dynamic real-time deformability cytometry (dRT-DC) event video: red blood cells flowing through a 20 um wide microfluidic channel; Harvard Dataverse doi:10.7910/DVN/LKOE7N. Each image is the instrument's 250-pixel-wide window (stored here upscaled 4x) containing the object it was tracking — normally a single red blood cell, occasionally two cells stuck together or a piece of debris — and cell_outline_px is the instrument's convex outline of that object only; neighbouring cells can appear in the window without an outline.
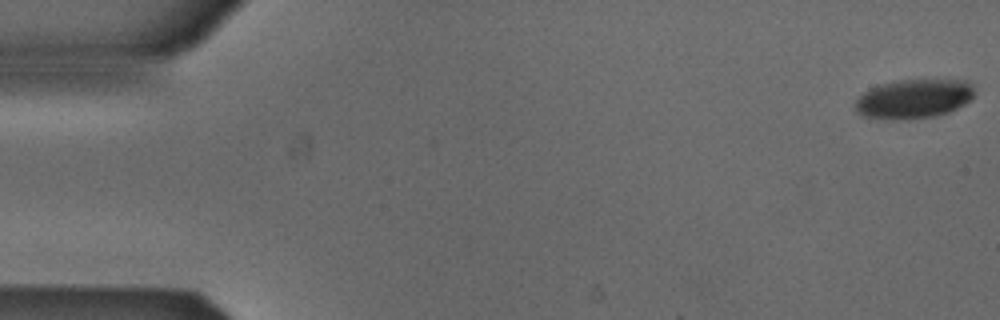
{"species": "Egyptian fruit bat (a non-hibernating species)", "species_latin": "Rousettus aegyptiacus", "temperature_condition": "cold", "stored_images_in_passage": 53, "camera_frame_rate_fps": 3000, "um_per_image_px": 0.085, "animal": {"sex": "male"}, "frame": {"image": 1, "passage_image": 1, "time_ms": 0.0, "image_size_px": [1000, 320], "cell_outline_px": [[976, 92], [964, 104], [948, 112], [936, 116], [908, 120], [892, 120], [864, 116], [856, 112], [856, 100], [864, 92], [872, 88], [884, 84], [900, 80], [964, 80], [972, 84]], "centroid_in_image_um": [77.69, 8.42], "position_along_channel_um": 7.3, "area_um2": 27.11}}
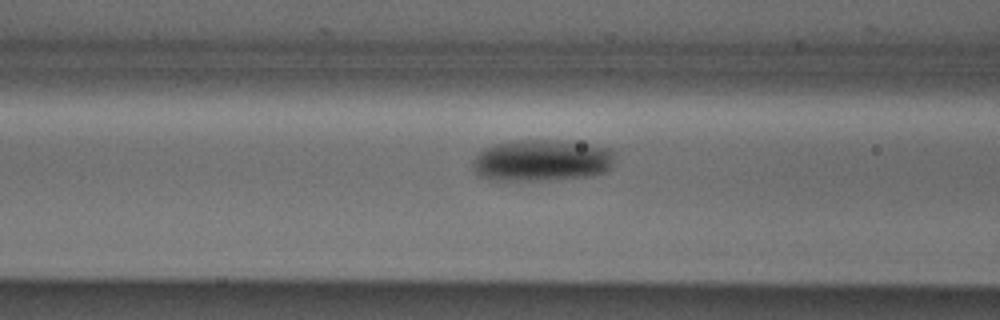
{"frame": {"image": 2, "passage_image": 21, "time_ms": 6.667, "image_size_px": [1000, 320], "cell_outline_px": [[612, 168], [608, 172], [588, 176], [540, 180], [488, 180], [480, 176], [472, 168], [472, 160], [476, 152], [484, 148], [496, 144], [516, 140], [564, 140], [612, 148]], "centroid_in_image_um": [46.02, 13.63], "position_along_channel_um": 120.6, "area_um2": 34.8}}
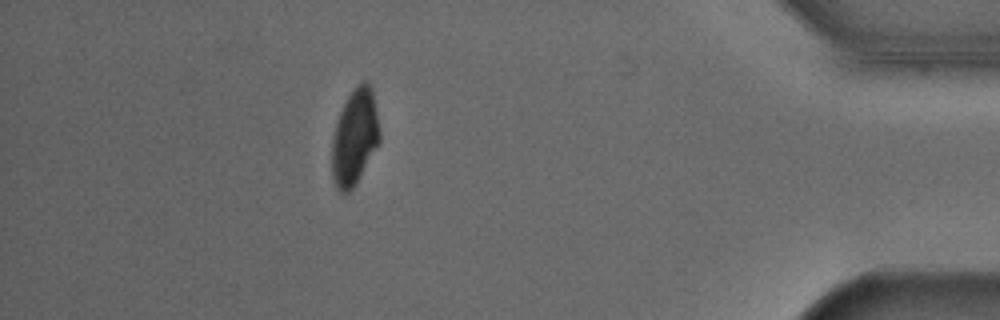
{"frame": {"image": 3, "passage_image": 47, "time_ms": 15.333, "image_size_px": [1000, 320], "cell_outline_px": [[380, 140], [356, 184], [348, 192], [340, 192], [336, 188], [332, 176], [332, 140], [336, 124], [340, 112], [348, 96], [356, 84], [364, 80], [368, 80], [372, 88], [380, 128]], "centroid_in_image_um": [30.16, 11.63], "position_along_channel_um": 405.0, "area_um2": 26.65}}